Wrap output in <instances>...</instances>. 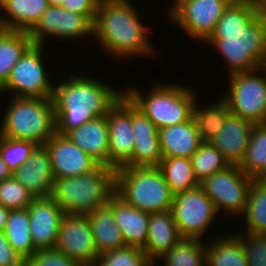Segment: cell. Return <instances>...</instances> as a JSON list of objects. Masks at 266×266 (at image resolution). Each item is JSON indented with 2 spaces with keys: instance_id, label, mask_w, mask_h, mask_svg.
Masks as SVG:
<instances>
[{
  "instance_id": "cell-26",
  "label": "cell",
  "mask_w": 266,
  "mask_h": 266,
  "mask_svg": "<svg viewBox=\"0 0 266 266\" xmlns=\"http://www.w3.org/2000/svg\"><path fill=\"white\" fill-rule=\"evenodd\" d=\"M91 225L98 254L125 247V241L112 209L108 205L86 214Z\"/></svg>"
},
{
  "instance_id": "cell-35",
  "label": "cell",
  "mask_w": 266,
  "mask_h": 266,
  "mask_svg": "<svg viewBox=\"0 0 266 266\" xmlns=\"http://www.w3.org/2000/svg\"><path fill=\"white\" fill-rule=\"evenodd\" d=\"M190 159L198 183L230 166L223 154L210 142H202Z\"/></svg>"
},
{
  "instance_id": "cell-40",
  "label": "cell",
  "mask_w": 266,
  "mask_h": 266,
  "mask_svg": "<svg viewBox=\"0 0 266 266\" xmlns=\"http://www.w3.org/2000/svg\"><path fill=\"white\" fill-rule=\"evenodd\" d=\"M24 266H80L57 249L37 250L25 260Z\"/></svg>"
},
{
  "instance_id": "cell-15",
  "label": "cell",
  "mask_w": 266,
  "mask_h": 266,
  "mask_svg": "<svg viewBox=\"0 0 266 266\" xmlns=\"http://www.w3.org/2000/svg\"><path fill=\"white\" fill-rule=\"evenodd\" d=\"M55 249L78 265H94L99 257L87 215L65 214Z\"/></svg>"
},
{
  "instance_id": "cell-20",
  "label": "cell",
  "mask_w": 266,
  "mask_h": 266,
  "mask_svg": "<svg viewBox=\"0 0 266 266\" xmlns=\"http://www.w3.org/2000/svg\"><path fill=\"white\" fill-rule=\"evenodd\" d=\"M253 126V122L230 114L210 143L223 154L230 165H239L249 146Z\"/></svg>"
},
{
  "instance_id": "cell-13",
  "label": "cell",
  "mask_w": 266,
  "mask_h": 266,
  "mask_svg": "<svg viewBox=\"0 0 266 266\" xmlns=\"http://www.w3.org/2000/svg\"><path fill=\"white\" fill-rule=\"evenodd\" d=\"M28 34L34 44L41 45L45 44L47 37L71 41L93 38V23L85 15L50 5Z\"/></svg>"
},
{
  "instance_id": "cell-36",
  "label": "cell",
  "mask_w": 266,
  "mask_h": 266,
  "mask_svg": "<svg viewBox=\"0 0 266 266\" xmlns=\"http://www.w3.org/2000/svg\"><path fill=\"white\" fill-rule=\"evenodd\" d=\"M39 145L31 140L0 136V155L11 173H14L32 155Z\"/></svg>"
},
{
  "instance_id": "cell-42",
  "label": "cell",
  "mask_w": 266,
  "mask_h": 266,
  "mask_svg": "<svg viewBox=\"0 0 266 266\" xmlns=\"http://www.w3.org/2000/svg\"><path fill=\"white\" fill-rule=\"evenodd\" d=\"M24 263L6 239L4 232H0V266H24Z\"/></svg>"
},
{
  "instance_id": "cell-39",
  "label": "cell",
  "mask_w": 266,
  "mask_h": 266,
  "mask_svg": "<svg viewBox=\"0 0 266 266\" xmlns=\"http://www.w3.org/2000/svg\"><path fill=\"white\" fill-rule=\"evenodd\" d=\"M242 242L248 266H266V235L235 233Z\"/></svg>"
},
{
  "instance_id": "cell-33",
  "label": "cell",
  "mask_w": 266,
  "mask_h": 266,
  "mask_svg": "<svg viewBox=\"0 0 266 266\" xmlns=\"http://www.w3.org/2000/svg\"><path fill=\"white\" fill-rule=\"evenodd\" d=\"M158 260L164 266H206L205 240L182 238L153 263L155 266Z\"/></svg>"
},
{
  "instance_id": "cell-2",
  "label": "cell",
  "mask_w": 266,
  "mask_h": 266,
  "mask_svg": "<svg viewBox=\"0 0 266 266\" xmlns=\"http://www.w3.org/2000/svg\"><path fill=\"white\" fill-rule=\"evenodd\" d=\"M58 83L53 90L56 133L65 135L87 121L108 114L124 94L120 89L90 76L74 75ZM100 81V82H99Z\"/></svg>"
},
{
  "instance_id": "cell-28",
  "label": "cell",
  "mask_w": 266,
  "mask_h": 266,
  "mask_svg": "<svg viewBox=\"0 0 266 266\" xmlns=\"http://www.w3.org/2000/svg\"><path fill=\"white\" fill-rule=\"evenodd\" d=\"M240 216L247 233L266 235V178L252 179L246 206Z\"/></svg>"
},
{
  "instance_id": "cell-24",
  "label": "cell",
  "mask_w": 266,
  "mask_h": 266,
  "mask_svg": "<svg viewBox=\"0 0 266 266\" xmlns=\"http://www.w3.org/2000/svg\"><path fill=\"white\" fill-rule=\"evenodd\" d=\"M181 239L171 211L149 214L148 239L143 250L153 263Z\"/></svg>"
},
{
  "instance_id": "cell-44",
  "label": "cell",
  "mask_w": 266,
  "mask_h": 266,
  "mask_svg": "<svg viewBox=\"0 0 266 266\" xmlns=\"http://www.w3.org/2000/svg\"><path fill=\"white\" fill-rule=\"evenodd\" d=\"M9 214H10V209L0 205V232H4Z\"/></svg>"
},
{
  "instance_id": "cell-38",
  "label": "cell",
  "mask_w": 266,
  "mask_h": 266,
  "mask_svg": "<svg viewBox=\"0 0 266 266\" xmlns=\"http://www.w3.org/2000/svg\"><path fill=\"white\" fill-rule=\"evenodd\" d=\"M34 196L13 176L0 182V205L10 210L25 209Z\"/></svg>"
},
{
  "instance_id": "cell-47",
  "label": "cell",
  "mask_w": 266,
  "mask_h": 266,
  "mask_svg": "<svg viewBox=\"0 0 266 266\" xmlns=\"http://www.w3.org/2000/svg\"><path fill=\"white\" fill-rule=\"evenodd\" d=\"M49 5L52 6H61L64 0H48Z\"/></svg>"
},
{
  "instance_id": "cell-31",
  "label": "cell",
  "mask_w": 266,
  "mask_h": 266,
  "mask_svg": "<svg viewBox=\"0 0 266 266\" xmlns=\"http://www.w3.org/2000/svg\"><path fill=\"white\" fill-rule=\"evenodd\" d=\"M4 234L24 261L37 251L30 232L28 208L10 210Z\"/></svg>"
},
{
  "instance_id": "cell-21",
  "label": "cell",
  "mask_w": 266,
  "mask_h": 266,
  "mask_svg": "<svg viewBox=\"0 0 266 266\" xmlns=\"http://www.w3.org/2000/svg\"><path fill=\"white\" fill-rule=\"evenodd\" d=\"M107 205L112 209L125 244L144 249L148 239L149 213L129 205L115 193L110 197Z\"/></svg>"
},
{
  "instance_id": "cell-25",
  "label": "cell",
  "mask_w": 266,
  "mask_h": 266,
  "mask_svg": "<svg viewBox=\"0 0 266 266\" xmlns=\"http://www.w3.org/2000/svg\"><path fill=\"white\" fill-rule=\"evenodd\" d=\"M49 6L48 0H0L5 26L15 31L29 32Z\"/></svg>"
},
{
  "instance_id": "cell-3",
  "label": "cell",
  "mask_w": 266,
  "mask_h": 266,
  "mask_svg": "<svg viewBox=\"0 0 266 266\" xmlns=\"http://www.w3.org/2000/svg\"><path fill=\"white\" fill-rule=\"evenodd\" d=\"M131 0H100L93 23V38L103 52L115 58L152 56L156 49L149 40L148 27ZM99 40V41H98ZM151 42V43H150Z\"/></svg>"
},
{
  "instance_id": "cell-23",
  "label": "cell",
  "mask_w": 266,
  "mask_h": 266,
  "mask_svg": "<svg viewBox=\"0 0 266 266\" xmlns=\"http://www.w3.org/2000/svg\"><path fill=\"white\" fill-rule=\"evenodd\" d=\"M159 141L163 158H191L202 143L192 117L186 122L159 129Z\"/></svg>"
},
{
  "instance_id": "cell-45",
  "label": "cell",
  "mask_w": 266,
  "mask_h": 266,
  "mask_svg": "<svg viewBox=\"0 0 266 266\" xmlns=\"http://www.w3.org/2000/svg\"><path fill=\"white\" fill-rule=\"evenodd\" d=\"M12 177V173L8 169L6 163L3 161L0 155V182Z\"/></svg>"
},
{
  "instance_id": "cell-1",
  "label": "cell",
  "mask_w": 266,
  "mask_h": 266,
  "mask_svg": "<svg viewBox=\"0 0 266 266\" xmlns=\"http://www.w3.org/2000/svg\"><path fill=\"white\" fill-rule=\"evenodd\" d=\"M224 57L228 76L266 65V16L233 0L205 41Z\"/></svg>"
},
{
  "instance_id": "cell-5",
  "label": "cell",
  "mask_w": 266,
  "mask_h": 266,
  "mask_svg": "<svg viewBox=\"0 0 266 266\" xmlns=\"http://www.w3.org/2000/svg\"><path fill=\"white\" fill-rule=\"evenodd\" d=\"M150 89L147 94L136 86L123 91L158 129L186 122L192 117L198 94L190 86L161 83Z\"/></svg>"
},
{
  "instance_id": "cell-41",
  "label": "cell",
  "mask_w": 266,
  "mask_h": 266,
  "mask_svg": "<svg viewBox=\"0 0 266 266\" xmlns=\"http://www.w3.org/2000/svg\"><path fill=\"white\" fill-rule=\"evenodd\" d=\"M100 0H64L61 7L67 11L85 15L94 23L97 6Z\"/></svg>"
},
{
  "instance_id": "cell-6",
  "label": "cell",
  "mask_w": 266,
  "mask_h": 266,
  "mask_svg": "<svg viewBox=\"0 0 266 266\" xmlns=\"http://www.w3.org/2000/svg\"><path fill=\"white\" fill-rule=\"evenodd\" d=\"M114 193L149 214L171 211L174 199L158 167L123 166L116 169Z\"/></svg>"
},
{
  "instance_id": "cell-19",
  "label": "cell",
  "mask_w": 266,
  "mask_h": 266,
  "mask_svg": "<svg viewBox=\"0 0 266 266\" xmlns=\"http://www.w3.org/2000/svg\"><path fill=\"white\" fill-rule=\"evenodd\" d=\"M12 176L20 182L34 198L51 197L54 175L47 149L39 145L32 155Z\"/></svg>"
},
{
  "instance_id": "cell-29",
  "label": "cell",
  "mask_w": 266,
  "mask_h": 266,
  "mask_svg": "<svg viewBox=\"0 0 266 266\" xmlns=\"http://www.w3.org/2000/svg\"><path fill=\"white\" fill-rule=\"evenodd\" d=\"M195 101L192 118L196 124L202 142H211L222 129L227 117L231 114L225 101L221 98L216 103L198 105Z\"/></svg>"
},
{
  "instance_id": "cell-22",
  "label": "cell",
  "mask_w": 266,
  "mask_h": 266,
  "mask_svg": "<svg viewBox=\"0 0 266 266\" xmlns=\"http://www.w3.org/2000/svg\"><path fill=\"white\" fill-rule=\"evenodd\" d=\"M65 135L99 164L108 166L109 131L106 115L91 119Z\"/></svg>"
},
{
  "instance_id": "cell-18",
  "label": "cell",
  "mask_w": 266,
  "mask_h": 266,
  "mask_svg": "<svg viewBox=\"0 0 266 266\" xmlns=\"http://www.w3.org/2000/svg\"><path fill=\"white\" fill-rule=\"evenodd\" d=\"M132 130L134 148L132 153L133 167H158L163 158L159 129L132 103Z\"/></svg>"
},
{
  "instance_id": "cell-27",
  "label": "cell",
  "mask_w": 266,
  "mask_h": 266,
  "mask_svg": "<svg viewBox=\"0 0 266 266\" xmlns=\"http://www.w3.org/2000/svg\"><path fill=\"white\" fill-rule=\"evenodd\" d=\"M205 240L206 266H248L241 239L235 233Z\"/></svg>"
},
{
  "instance_id": "cell-12",
  "label": "cell",
  "mask_w": 266,
  "mask_h": 266,
  "mask_svg": "<svg viewBox=\"0 0 266 266\" xmlns=\"http://www.w3.org/2000/svg\"><path fill=\"white\" fill-rule=\"evenodd\" d=\"M238 165H230L199 183L205 195L214 203L219 213L240 216L245 209L247 195L252 182Z\"/></svg>"
},
{
  "instance_id": "cell-8",
  "label": "cell",
  "mask_w": 266,
  "mask_h": 266,
  "mask_svg": "<svg viewBox=\"0 0 266 266\" xmlns=\"http://www.w3.org/2000/svg\"><path fill=\"white\" fill-rule=\"evenodd\" d=\"M228 79L227 91L221 98L231 114L254 124L266 123V65Z\"/></svg>"
},
{
  "instance_id": "cell-43",
  "label": "cell",
  "mask_w": 266,
  "mask_h": 266,
  "mask_svg": "<svg viewBox=\"0 0 266 266\" xmlns=\"http://www.w3.org/2000/svg\"><path fill=\"white\" fill-rule=\"evenodd\" d=\"M249 4L259 15L266 16V0H240Z\"/></svg>"
},
{
  "instance_id": "cell-32",
  "label": "cell",
  "mask_w": 266,
  "mask_h": 266,
  "mask_svg": "<svg viewBox=\"0 0 266 266\" xmlns=\"http://www.w3.org/2000/svg\"><path fill=\"white\" fill-rule=\"evenodd\" d=\"M238 166L246 176L266 178V123L254 124L245 157Z\"/></svg>"
},
{
  "instance_id": "cell-9",
  "label": "cell",
  "mask_w": 266,
  "mask_h": 266,
  "mask_svg": "<svg viewBox=\"0 0 266 266\" xmlns=\"http://www.w3.org/2000/svg\"><path fill=\"white\" fill-rule=\"evenodd\" d=\"M43 47L41 44H33L24 53L11 69L7 82L0 88V93L10 92L12 97L52 98L55 83L47 76L49 74L42 58Z\"/></svg>"
},
{
  "instance_id": "cell-16",
  "label": "cell",
  "mask_w": 266,
  "mask_h": 266,
  "mask_svg": "<svg viewBox=\"0 0 266 266\" xmlns=\"http://www.w3.org/2000/svg\"><path fill=\"white\" fill-rule=\"evenodd\" d=\"M49 154L54 178L83 175L93 171L99 163L66 135L54 133L43 145Z\"/></svg>"
},
{
  "instance_id": "cell-7",
  "label": "cell",
  "mask_w": 266,
  "mask_h": 266,
  "mask_svg": "<svg viewBox=\"0 0 266 266\" xmlns=\"http://www.w3.org/2000/svg\"><path fill=\"white\" fill-rule=\"evenodd\" d=\"M0 123V136L44 145L56 132L52 98L12 97Z\"/></svg>"
},
{
  "instance_id": "cell-10",
  "label": "cell",
  "mask_w": 266,
  "mask_h": 266,
  "mask_svg": "<svg viewBox=\"0 0 266 266\" xmlns=\"http://www.w3.org/2000/svg\"><path fill=\"white\" fill-rule=\"evenodd\" d=\"M171 213L182 238H206L219 213L200 186L176 194Z\"/></svg>"
},
{
  "instance_id": "cell-11",
  "label": "cell",
  "mask_w": 266,
  "mask_h": 266,
  "mask_svg": "<svg viewBox=\"0 0 266 266\" xmlns=\"http://www.w3.org/2000/svg\"><path fill=\"white\" fill-rule=\"evenodd\" d=\"M233 0H173L169 20L193 40L206 41Z\"/></svg>"
},
{
  "instance_id": "cell-4",
  "label": "cell",
  "mask_w": 266,
  "mask_h": 266,
  "mask_svg": "<svg viewBox=\"0 0 266 266\" xmlns=\"http://www.w3.org/2000/svg\"><path fill=\"white\" fill-rule=\"evenodd\" d=\"M115 190V169L99 164L78 176L56 178L51 197L66 214L86 215L108 204Z\"/></svg>"
},
{
  "instance_id": "cell-30",
  "label": "cell",
  "mask_w": 266,
  "mask_h": 266,
  "mask_svg": "<svg viewBox=\"0 0 266 266\" xmlns=\"http://www.w3.org/2000/svg\"><path fill=\"white\" fill-rule=\"evenodd\" d=\"M33 44L24 31L7 30L0 36V88L7 82L13 66Z\"/></svg>"
},
{
  "instance_id": "cell-34",
  "label": "cell",
  "mask_w": 266,
  "mask_h": 266,
  "mask_svg": "<svg viewBox=\"0 0 266 266\" xmlns=\"http://www.w3.org/2000/svg\"><path fill=\"white\" fill-rule=\"evenodd\" d=\"M158 168L174 196L199 186L190 158H162Z\"/></svg>"
},
{
  "instance_id": "cell-14",
  "label": "cell",
  "mask_w": 266,
  "mask_h": 266,
  "mask_svg": "<svg viewBox=\"0 0 266 266\" xmlns=\"http://www.w3.org/2000/svg\"><path fill=\"white\" fill-rule=\"evenodd\" d=\"M106 116L109 131L108 166L115 170L132 166V102L123 94Z\"/></svg>"
},
{
  "instance_id": "cell-37",
  "label": "cell",
  "mask_w": 266,
  "mask_h": 266,
  "mask_svg": "<svg viewBox=\"0 0 266 266\" xmlns=\"http://www.w3.org/2000/svg\"><path fill=\"white\" fill-rule=\"evenodd\" d=\"M143 249L131 246L117 248L99 255L94 266H152Z\"/></svg>"
},
{
  "instance_id": "cell-46",
  "label": "cell",
  "mask_w": 266,
  "mask_h": 266,
  "mask_svg": "<svg viewBox=\"0 0 266 266\" xmlns=\"http://www.w3.org/2000/svg\"><path fill=\"white\" fill-rule=\"evenodd\" d=\"M1 14V12H0ZM7 31V28L5 26V23H4V20L2 18V15H0V36L5 32Z\"/></svg>"
},
{
  "instance_id": "cell-17",
  "label": "cell",
  "mask_w": 266,
  "mask_h": 266,
  "mask_svg": "<svg viewBox=\"0 0 266 266\" xmlns=\"http://www.w3.org/2000/svg\"><path fill=\"white\" fill-rule=\"evenodd\" d=\"M27 208L35 248L37 250L55 248L65 211L52 197L35 198Z\"/></svg>"
}]
</instances>
